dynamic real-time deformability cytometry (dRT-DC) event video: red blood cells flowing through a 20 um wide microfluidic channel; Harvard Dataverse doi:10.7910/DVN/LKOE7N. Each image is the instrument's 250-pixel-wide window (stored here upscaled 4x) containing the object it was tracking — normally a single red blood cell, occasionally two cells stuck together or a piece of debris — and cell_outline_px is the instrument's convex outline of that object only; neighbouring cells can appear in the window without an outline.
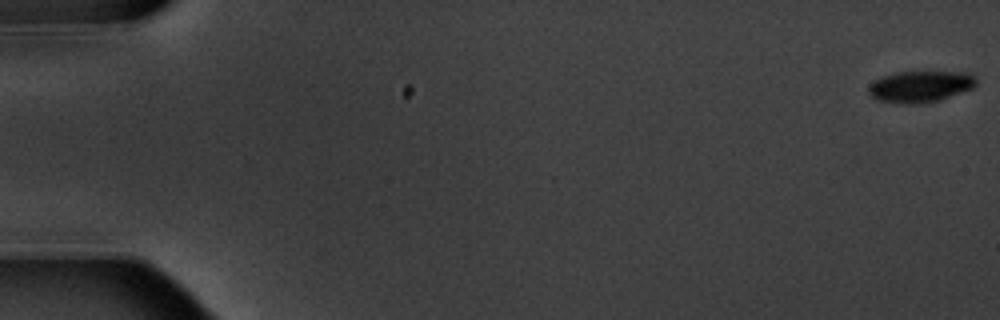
{"species": "common noctule bat (a hibernating species)", "species_latin": "Nyctalus noctula", "temperature_condition": "warm", "stored_images_in_passage": 7, "camera_frame_rate_fps": 3000, "um_per_image_px": 0.085, "animal": {"sex": "male", "body_mass_g": 20.1, "forearm_length_mm": 53.5}, "frame": {"image": 1, "passage_image": 1, "time_ms": 0.0, "image_size_px": [1000, 320], "cell_outline_px": [[976, 84], [972, 88], [940, 100], [920, 104], [900, 104], [880, 100], [872, 96], [868, 92], [868, 88], [880, 76], [896, 72], [964, 72], [972, 76], [976, 80]], "centroid_in_image_um": [78.2, 7.36], "position_along_channel_um": 6.8, "area_um2": 19.54}}
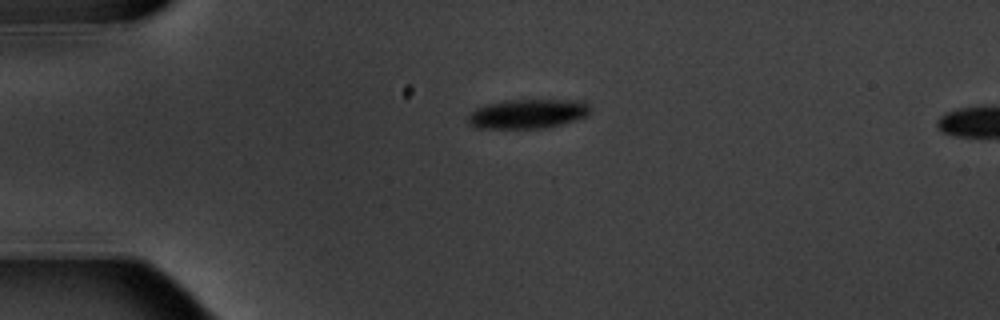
{"frame": {"image": 2, "passage_image": 5, "time_ms": 4.667, "image_size_px": [1000, 320], "cell_outline_px": [[592, 108], [588, 116], [576, 120], [548, 128], [472, 128], [464, 120], [476, 108], [488, 104], [504, 100], [580, 100], [588, 104]], "centroid_in_image_um": [44.85, 9.68], "position_along_channel_um": 40.1, "area_um2": 21.27}}